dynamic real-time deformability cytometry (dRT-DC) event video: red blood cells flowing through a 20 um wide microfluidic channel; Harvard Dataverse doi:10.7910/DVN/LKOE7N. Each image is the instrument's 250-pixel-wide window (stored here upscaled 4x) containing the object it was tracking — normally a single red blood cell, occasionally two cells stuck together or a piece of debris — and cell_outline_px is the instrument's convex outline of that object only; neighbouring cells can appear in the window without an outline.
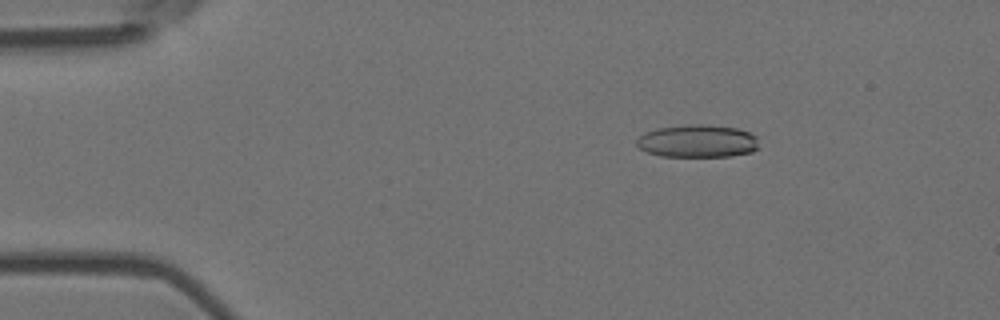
{"species": "Egyptian fruit bat (a non-hibernating species)", "species_latin": "Rousettus aegyptiacus", "temperature_condition": "room temperature", "stored_images_in_passage": 56, "camera_frame_rate_fps": 3000, "um_per_image_px": 0.085, "animal": {"sex": "female"}, "frame": {"image": 1, "passage_image": 9, "time_ms": 2.667, "image_size_px": [1000, 320], "cell_outline_px": [[760, 148], [752, 152], [732, 156], [660, 156], [648, 152], [640, 148], [636, 144], [636, 140], [644, 132], [656, 128], [688, 124], [704, 124], [736, 128], [748, 132], [756, 136]], "centroid_in_image_um": [59.3, 11.99], "position_along_channel_um": 25.7, "area_um2": 23.47}}
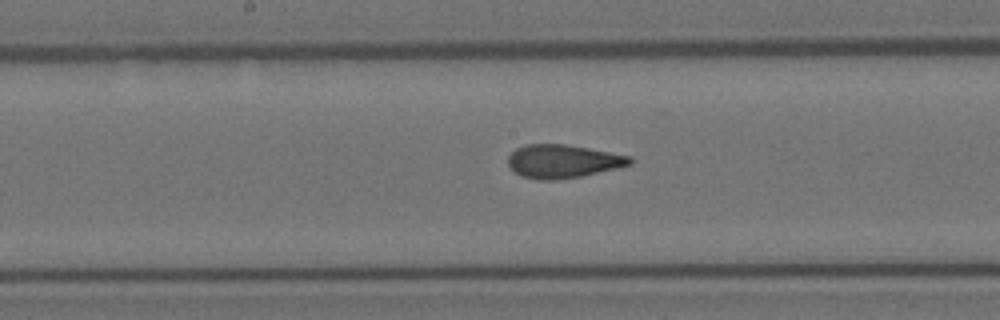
{"frame": {"image": 2, "passage_image": 29, "time_ms": 9.333, "image_size_px": [1000, 320], "cell_outline_px": [[632, 164], [616, 168], [580, 176], [556, 180], [540, 180], [520, 176], [508, 164], [508, 156], [516, 148], [524, 144], [564, 144], [588, 148], [632, 156]], "centroid_in_image_um": [47.83, 13.7], "position_along_channel_um": 200.4, "area_um2": 23.58}}
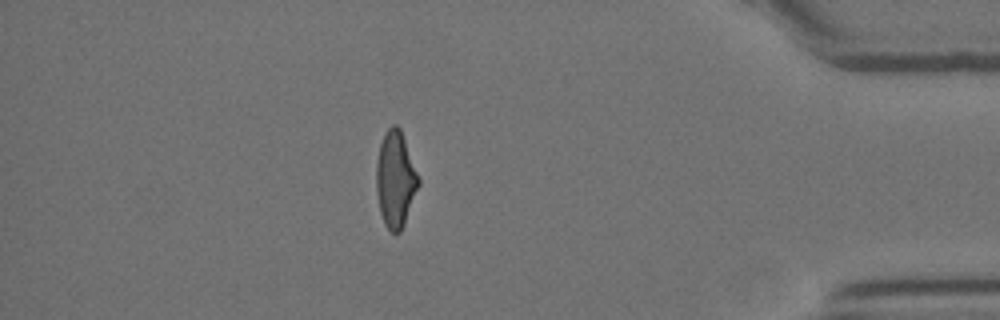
{"frame": {"image": 3, "passage_image": 49, "time_ms": 16.0, "image_size_px": [1000, 320], "cell_outline_px": [[420, 184], [404, 224], [400, 232], [392, 232], [384, 224], [380, 212], [376, 192], [376, 160], [380, 144], [384, 132], [392, 124], [396, 124], [400, 128], [420, 180]], "centroid_in_image_um": [33.6, 15.23], "position_along_channel_um": 401.6, "area_um2": 23.64}, "authors_computed_cell_mechanics": {"area_um2": 23.6691, "velocity_mm_per_s": 3.6307, "shape_relaxation_time_tau1_ms": 6.406, "shape_relaxation_time_tau2_ms": 1.6127, "deformation_change_tau1": 0.1897, "deformation_change_tau2": 0.1012}}